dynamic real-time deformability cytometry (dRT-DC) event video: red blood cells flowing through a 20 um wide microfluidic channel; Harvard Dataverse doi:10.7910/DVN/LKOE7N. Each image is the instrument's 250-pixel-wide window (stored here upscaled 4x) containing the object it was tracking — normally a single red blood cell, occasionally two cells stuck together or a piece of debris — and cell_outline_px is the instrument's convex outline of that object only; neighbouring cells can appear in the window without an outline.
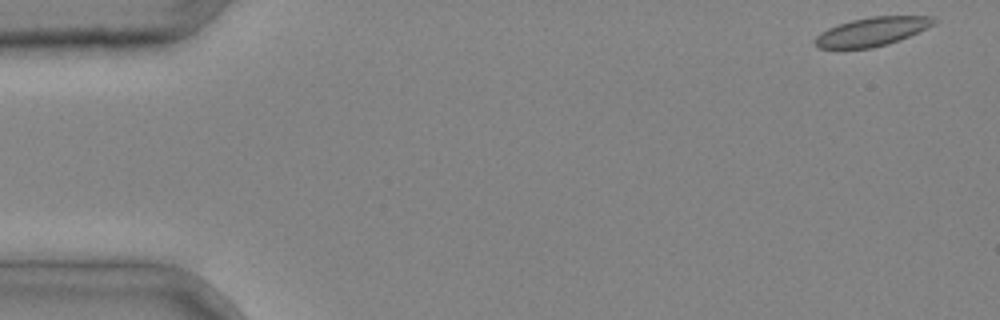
{"species": "common noctule bat (a hibernating species)", "species_latin": "Nyctalus noctula", "temperature_condition": "cold", "stored_images_in_passage": 5, "camera_frame_rate_fps": 3000, "um_per_image_px": 0.085, "animal": {"sex": "male", "body_mass_g": 20.4}, "frame": {"image": 1, "passage_image": 1, "time_ms": 0.0, "image_size_px": [1000, 320], "cell_outline_px": [[940, 20], [936, 24], [900, 40], [888, 44], [872, 48], [816, 48], [812, 44], [812, 40], [820, 32], [828, 28], [852, 20], [872, 16], [932, 16]], "centroid_in_image_um": [74.13, 2.69], "position_along_channel_um": 10.9, "area_um2": 20.11}}
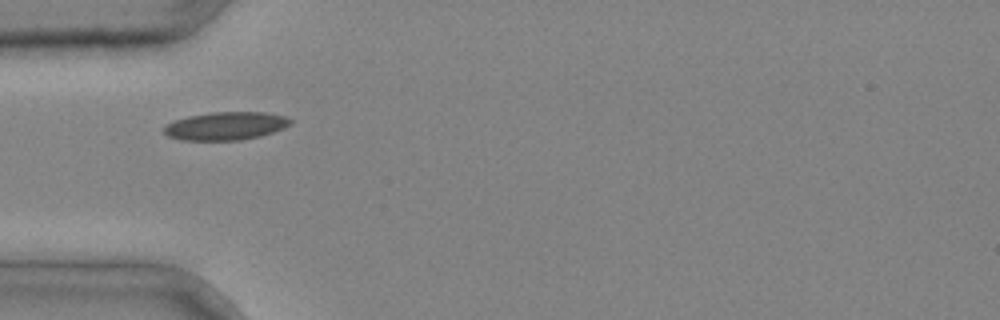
{"frame": {"image": 2, "passage_image": 4, "time_ms": 1.0, "image_size_px": [1000, 320], "cell_outline_px": [[292, 124], [284, 128], [260, 136], [240, 140], [180, 140], [168, 136], [164, 132], [164, 128], [168, 124], [176, 120], [188, 116], [212, 112], [264, 112], [288, 116], [292, 120]], "centroid_in_image_um": [19.24, 10.7], "position_along_channel_um": 65.8, "area_um2": 20.69}}